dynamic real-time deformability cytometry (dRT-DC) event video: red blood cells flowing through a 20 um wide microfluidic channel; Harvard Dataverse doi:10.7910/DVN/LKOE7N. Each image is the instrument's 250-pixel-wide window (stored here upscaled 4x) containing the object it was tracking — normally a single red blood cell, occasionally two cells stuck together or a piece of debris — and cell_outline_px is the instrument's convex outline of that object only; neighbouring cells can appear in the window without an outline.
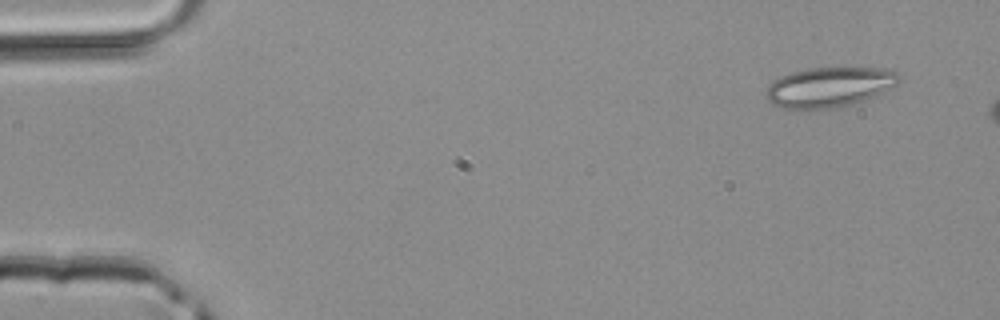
{"species": "common noctule bat (a hibernating species)", "species_latin": "Nyctalus noctula", "temperature_condition": "room temperature", "stored_images_in_passage": 3, "camera_frame_rate_fps": 3000, "um_per_image_px": 0.085, "animal": {"sex": "male", "body_mass_g": 20.4}, "frame": {"image": 1, "passage_image": 1, "time_ms": 0.0, "image_size_px": [1000, 320], "cell_outline_px": [[900, 80], [896, 84], [876, 96], [852, 104], [832, 108], [784, 108], [772, 104], [764, 96], [764, 92], [768, 84], [780, 76], [792, 72], [808, 68], [880, 68], [896, 72], [900, 76]], "centroid_in_image_um": [70.45, 7.4], "position_along_channel_um": 14.5, "area_um2": 30.87}}